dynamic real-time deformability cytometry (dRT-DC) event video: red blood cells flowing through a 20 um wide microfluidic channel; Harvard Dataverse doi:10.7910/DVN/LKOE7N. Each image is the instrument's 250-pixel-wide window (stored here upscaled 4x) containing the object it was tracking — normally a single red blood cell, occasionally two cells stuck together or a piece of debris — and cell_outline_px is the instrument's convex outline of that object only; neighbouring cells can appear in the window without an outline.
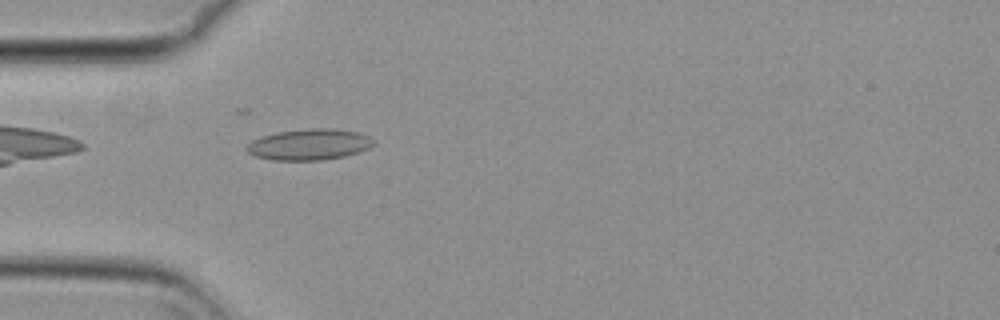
{"species": "common noctule bat (a hibernating species)", "species_latin": "Nyctalus noctula", "temperature_condition": "cold", "stored_images_in_passage": 29, "camera_frame_rate_fps": 3000, "um_per_image_px": 0.085, "animal": {"sex": "female", "body_mass_g": 29.2, "forearm_length_mm": 56.3}, "frame": {"image": 1, "passage_image": 2, "time_ms": 0.333, "image_size_px": [1000, 320], "cell_outline_px": [[376, 144], [368, 148], [344, 156], [320, 160], [272, 160], [256, 156], [248, 152], [244, 148], [252, 140], [276, 132], [308, 128], [332, 128], [360, 132], [376, 140]], "centroid_in_image_um": [26.31, 12.27], "position_along_channel_um": 58.7, "area_um2": 23.0}}
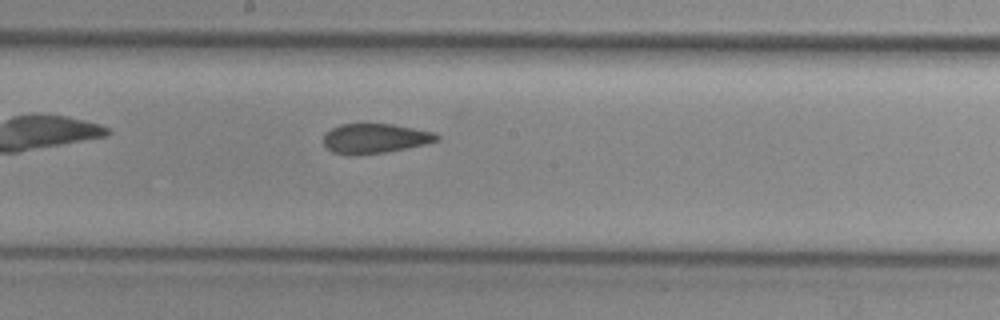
{"frame": {"image": 2, "passage_image": 15, "time_ms": 4.667, "image_size_px": [1000, 320], "cell_outline_px": [[440, 140], [408, 148], [384, 152], [356, 156], [348, 156], [332, 152], [324, 144], [324, 136], [332, 128], [340, 124], [392, 124], [436, 132], [440, 136]], "centroid_in_image_um": [31.89, 11.78], "position_along_channel_um": 216.3, "area_um2": 19.77}}
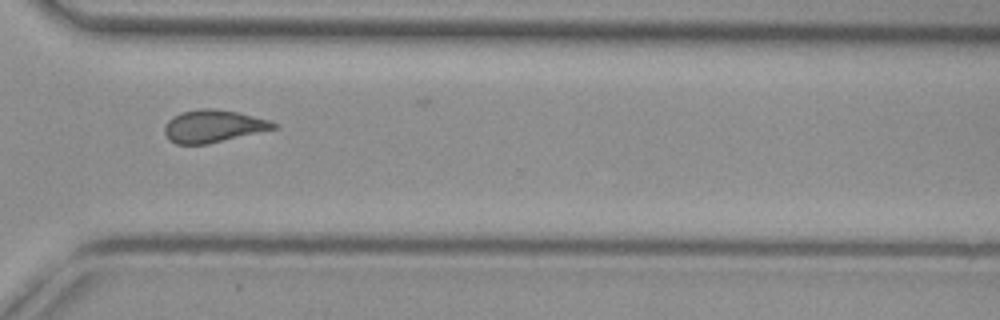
{"frame": {"image": 3, "passage_image": 26, "time_ms": 8.333, "image_size_px": [1000, 320], "cell_outline_px": [[276, 128], [208, 144], [176, 144], [168, 140], [164, 132], [164, 128], [168, 120], [172, 116], [180, 112], [200, 108], [212, 108], [236, 112], [268, 120], [276, 124]], "centroid_in_image_um": [18.05, 10.72], "position_along_channel_um": 352.6, "area_um2": 20.46}}